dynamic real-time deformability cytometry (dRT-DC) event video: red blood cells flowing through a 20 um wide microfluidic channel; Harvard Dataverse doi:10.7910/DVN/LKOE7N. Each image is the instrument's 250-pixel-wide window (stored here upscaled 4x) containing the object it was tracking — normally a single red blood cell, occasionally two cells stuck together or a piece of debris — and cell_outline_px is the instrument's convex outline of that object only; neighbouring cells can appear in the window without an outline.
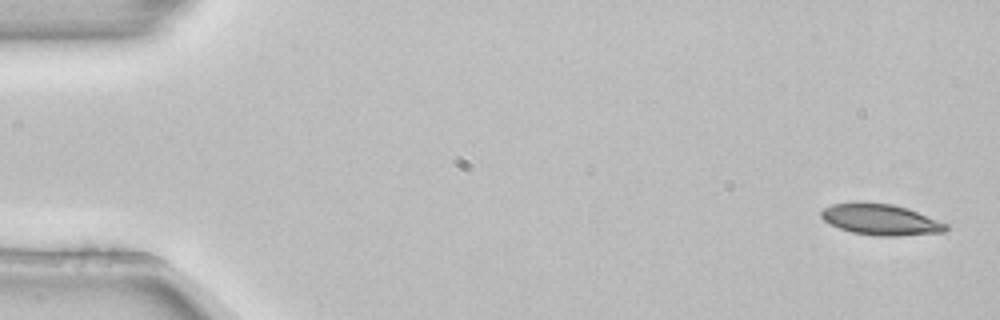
{"species": "common noctule bat (a hibernating species)", "species_latin": "Nyctalus noctula", "temperature_condition": "room temperature", "stored_images_in_passage": 6, "segment_of_instrument_passage": [2, 2], "camera_frame_rate_fps": 3000, "um_per_image_px": 0.085, "animal": {"sex": "female", "body_mass_g": 22.7, "forearm_length_mm": 54.2}, "frame": {"image": 1, "passage_image": 6, "time_ms": 1.667, "image_size_px": [1000, 320], "cell_outline_px": [[948, 228], [944, 232], [896, 236], [872, 236], [852, 232], [840, 228], [824, 220], [820, 216], [820, 212], [824, 208], [832, 204], [892, 204], [908, 208], [948, 224]], "centroid_in_image_um": [74.9, 18.69], "position_along_channel_um": 10.1, "area_um2": 22.02}}